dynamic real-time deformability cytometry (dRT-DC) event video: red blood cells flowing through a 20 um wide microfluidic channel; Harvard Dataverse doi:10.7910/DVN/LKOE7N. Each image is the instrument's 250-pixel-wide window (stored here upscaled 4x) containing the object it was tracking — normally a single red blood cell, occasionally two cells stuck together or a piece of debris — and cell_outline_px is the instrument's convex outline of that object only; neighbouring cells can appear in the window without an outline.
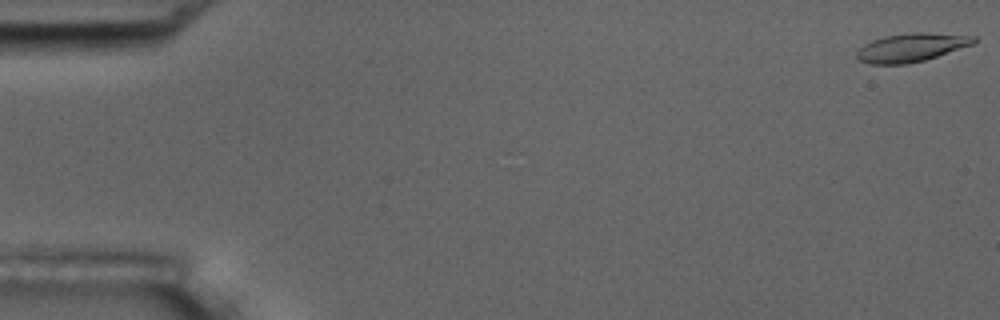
{"species": "common noctule bat (a hibernating species)", "species_latin": "Nyctalus noctula", "temperature_condition": "room temperature", "stored_images_in_passage": 7, "camera_frame_rate_fps": 3000, "um_per_image_px": 0.085, "animal": {"sex": "male", "body_mass_g": 17.5, "forearm_length_mm": 52.3}, "frame": {"image": 1, "passage_image": 1, "time_ms": 0.0, "image_size_px": [1000, 320], "cell_outline_px": [[976, 40], [972, 44], [924, 60], [908, 64], [868, 64], [860, 60], [856, 56], [856, 52], [864, 44], [872, 40], [884, 36], [908, 32], [924, 32], [976, 36]], "centroid_in_image_um": [77.42, 4.03], "position_along_channel_um": 7.6, "area_um2": 19.31}}
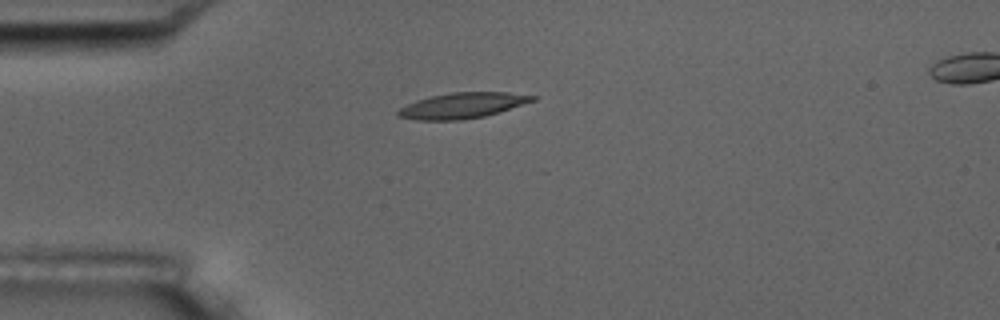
{"frame": {"image": 2, "passage_image": 5, "time_ms": 4.667, "image_size_px": [1000, 320], "cell_outline_px": [[536, 100], [484, 116], [460, 120], [416, 120], [396, 116], [396, 112], [400, 108], [416, 100], [432, 96], [452, 92], [508, 92], [536, 96]], "centroid_in_image_um": [39.27, 8.97], "position_along_channel_um": 45.7, "area_um2": 19.88}}